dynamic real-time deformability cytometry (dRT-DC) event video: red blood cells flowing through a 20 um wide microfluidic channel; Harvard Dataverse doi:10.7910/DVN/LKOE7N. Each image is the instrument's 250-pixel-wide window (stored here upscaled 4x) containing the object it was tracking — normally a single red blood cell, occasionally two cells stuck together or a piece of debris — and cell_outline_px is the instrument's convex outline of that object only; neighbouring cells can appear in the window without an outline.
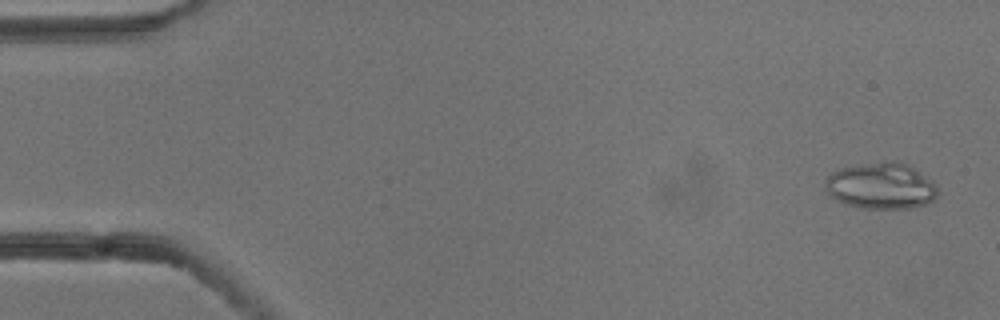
{"species": "common noctule bat (a hibernating species)", "species_latin": "Nyctalus noctula", "temperature_condition": "cold", "stored_images_in_passage": 5, "camera_frame_rate_fps": 3000, "um_per_image_px": 0.085, "animal": {"sex": "male", "body_mass_g": 13.3}, "frame": {"image": 1, "passage_image": 1, "time_ms": 0.0, "image_size_px": [1000, 320], "cell_outline_px": [[936, 200], [912, 208], [864, 208], [844, 204], [836, 200], [824, 188], [828, 176], [832, 172], [840, 168], [888, 160], [896, 160], [912, 168], [932, 180], [936, 188]], "centroid_in_image_um": [74.88, 15.8], "position_along_channel_um": 10.1, "area_um2": 30.11}}